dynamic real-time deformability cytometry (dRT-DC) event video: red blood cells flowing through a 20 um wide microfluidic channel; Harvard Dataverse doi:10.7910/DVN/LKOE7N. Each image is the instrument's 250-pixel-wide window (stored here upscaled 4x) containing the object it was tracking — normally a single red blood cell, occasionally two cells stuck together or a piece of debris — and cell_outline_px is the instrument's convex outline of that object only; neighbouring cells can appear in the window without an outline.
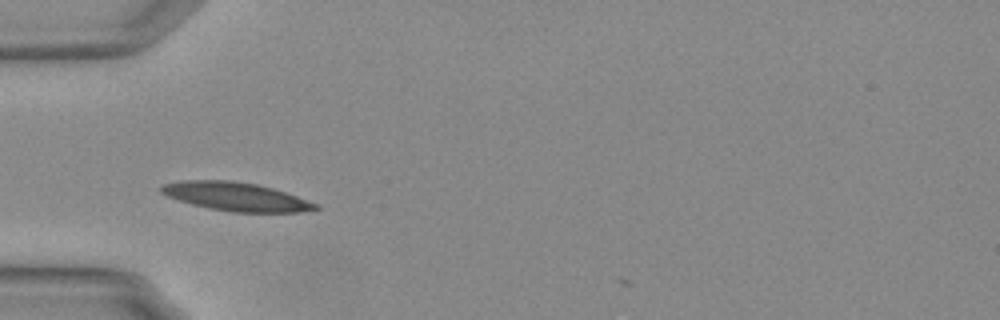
{"species": "Egyptian fruit bat (a non-hibernating species)", "species_latin": "Rousettus aegyptiacus", "temperature_condition": "warm", "stored_images_in_passage": 5, "camera_frame_rate_fps": 3000, "um_per_image_px": 0.085, "animal": {"sex": "female"}, "frame": {"image": 1, "passage_image": 2, "time_ms": 0.333, "image_size_px": [1000, 320], "cell_outline_px": [[320, 208], [300, 212], [232, 212], [208, 208], [192, 204], [168, 196], [160, 192], [160, 188], [164, 184], [184, 180], [232, 180], [256, 184], [272, 188], [296, 196], [316, 204]], "centroid_in_image_um": [20.03, 16.71], "position_along_channel_um": 65.0, "area_um2": 25.32}}